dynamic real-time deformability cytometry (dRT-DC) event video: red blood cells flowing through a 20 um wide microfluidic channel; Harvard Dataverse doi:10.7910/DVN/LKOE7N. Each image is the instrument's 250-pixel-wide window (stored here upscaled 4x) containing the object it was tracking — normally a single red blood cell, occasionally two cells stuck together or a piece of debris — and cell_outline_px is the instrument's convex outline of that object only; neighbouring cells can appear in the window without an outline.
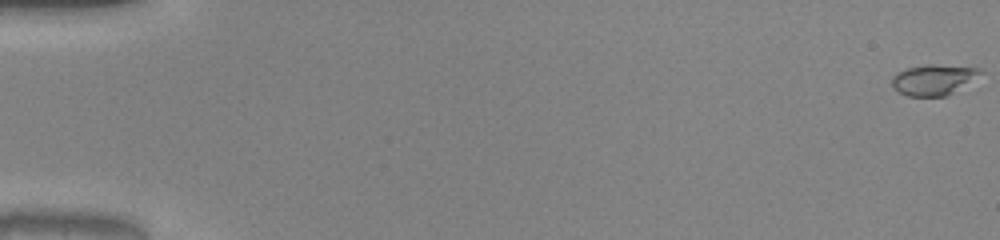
{"species": "common noctule bat (a hibernating species)", "species_latin": "Nyctalus noctula", "temperature_condition": "warm", "stored_images_in_passage": 47, "camera_frame_rate_fps": 3000, "um_per_image_px": 0.085, "animal": {"sex": "male", "body_mass_g": 20.0, "forearm_length_mm": 53.3}, "frame": {"image": 1, "passage_image": 1, "time_ms": 0.0, "image_size_px": [1000, 240], "cell_outline_px": [[984, 72], [948, 96], [908, 96], [892, 88], [892, 76], [896, 72], [908, 68], [924, 64], [936, 64], [984, 68]], "centroid_in_image_um": [79.35, 6.76], "position_along_channel_um": 5.6, "area_um2": 15.95}}
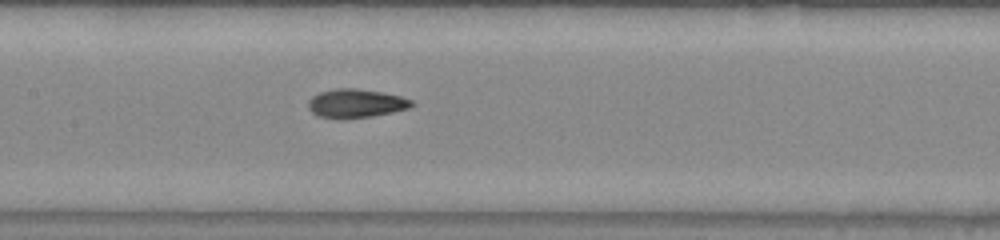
{"frame": {"image": 2, "passage_image": 27, "time_ms": 8.667, "image_size_px": [1000, 240], "cell_outline_px": [[416, 104], [408, 108], [392, 112], [372, 116], [320, 116], [312, 112], [308, 108], [308, 100], [312, 96], [320, 92], [336, 88], [356, 88], [380, 92], [400, 96], [412, 100]], "centroid_in_image_um": [30.28, 8.74], "position_along_channel_um": 177.1, "area_um2": 16.65}}
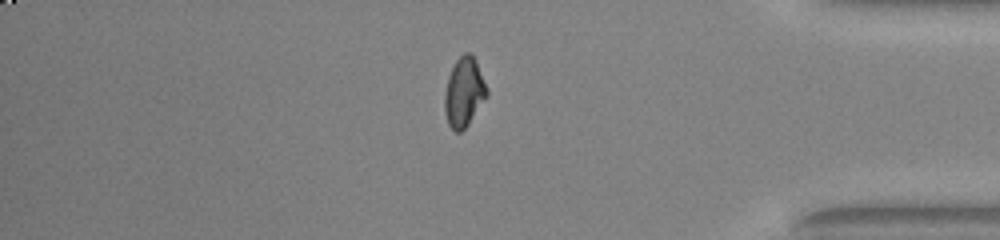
{"frame": {"image": 3, "passage_image": 45, "time_ms": 14.667, "image_size_px": [1000, 240], "cell_outline_px": [[488, 96], [468, 124], [460, 132], [456, 132], [448, 124], [444, 112], [444, 96], [448, 76], [456, 60], [464, 52], [472, 52], [476, 60], [488, 88]], "centroid_in_image_um": [39.45, 7.81], "position_along_channel_um": 395.7, "area_um2": 17.22}}